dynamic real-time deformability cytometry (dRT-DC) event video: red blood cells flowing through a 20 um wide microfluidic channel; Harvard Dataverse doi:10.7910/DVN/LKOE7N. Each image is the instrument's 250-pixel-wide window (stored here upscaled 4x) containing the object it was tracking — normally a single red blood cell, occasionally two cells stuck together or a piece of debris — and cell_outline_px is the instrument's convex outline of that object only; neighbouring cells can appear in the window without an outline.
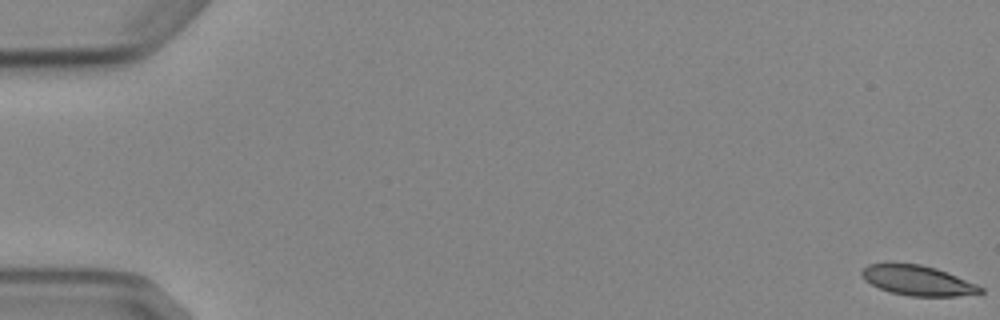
{"species": "Egyptian fruit bat (a non-hibernating species)", "species_latin": "Rousettus aegyptiacus", "temperature_condition": "cold", "stored_images_in_passage": 7, "camera_frame_rate_fps": 3000, "um_per_image_px": 0.085, "animal": {"sex": "female"}, "frame": {"image": 1, "passage_image": 1, "time_ms": 0.0, "image_size_px": [1000, 320], "cell_outline_px": [[984, 292], [956, 296], [912, 296], [888, 292], [864, 280], [860, 272], [868, 264], [888, 260], [892, 260], [920, 264], [936, 268], [976, 284], [984, 288]], "centroid_in_image_um": [77.92, 23.79], "position_along_channel_um": 7.1, "area_um2": 21.21}}
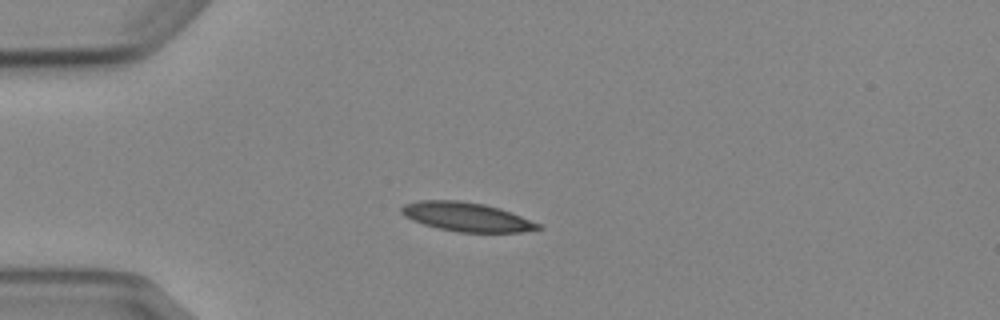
{"frame": {"image": 2, "passage_image": 5, "time_ms": 4.667, "image_size_px": [1000, 320], "cell_outline_px": [[544, 228], [520, 232], [460, 232], [436, 228], [412, 220], [404, 216], [400, 212], [400, 208], [404, 204], [420, 200], [460, 200], [484, 204], [500, 208], [540, 224]], "centroid_in_image_um": [39.63, 18.43], "position_along_channel_um": 45.4, "area_um2": 23.06}}
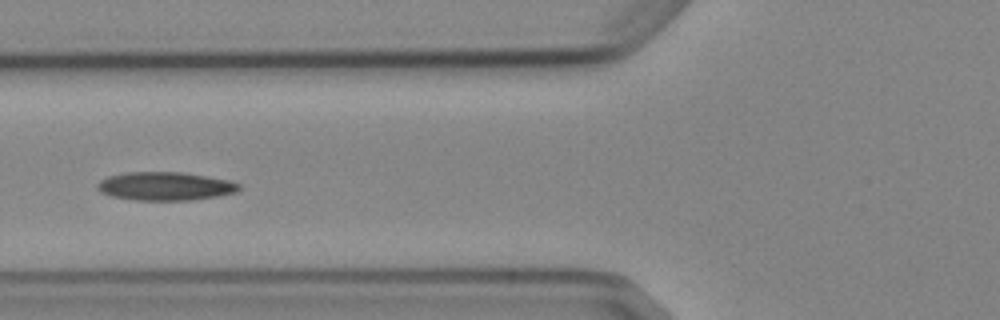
{"frame": {"image": 3, "passage_image": 7, "time_ms": 7.0, "image_size_px": [1000, 320], "cell_outline_px": [[240, 188], [236, 192], [216, 196], [192, 200], [136, 200], [112, 196], [100, 192], [96, 188], [96, 184], [100, 180], [108, 176], [128, 172], [184, 172], [228, 180], [240, 184]], "centroid_in_image_um": [14.01, 15.82], "position_along_channel_um": 111.8, "area_um2": 23.41}}